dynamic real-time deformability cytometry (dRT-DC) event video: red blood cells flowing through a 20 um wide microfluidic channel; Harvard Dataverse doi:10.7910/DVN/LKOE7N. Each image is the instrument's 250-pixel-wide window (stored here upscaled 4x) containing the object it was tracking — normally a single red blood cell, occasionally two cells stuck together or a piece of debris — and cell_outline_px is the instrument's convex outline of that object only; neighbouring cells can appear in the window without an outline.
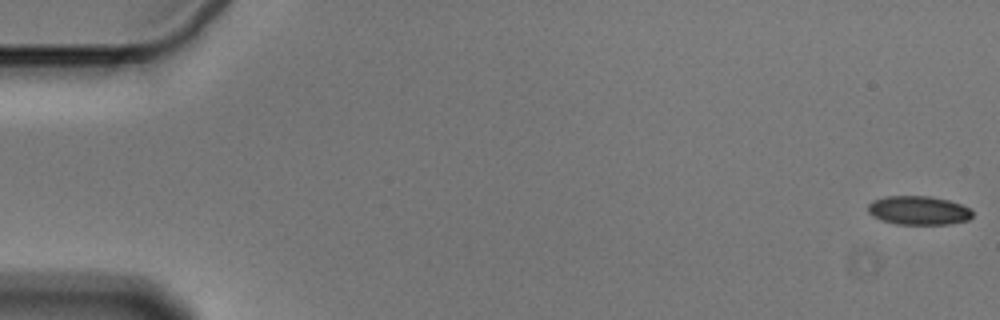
{"species": "Egyptian fruit bat (a non-hibernating species)", "species_latin": "Rousettus aegyptiacus", "temperature_condition": "cold", "stored_images_in_passage": 56, "camera_frame_rate_fps": 3000, "um_per_image_px": 0.085, "animal": {"sex": "male"}, "frame": {"image": 1, "passage_image": 1, "time_ms": 0.0, "image_size_px": [1000, 320], "cell_outline_px": [[972, 216], [968, 220], [948, 224], [896, 224], [880, 220], [872, 216], [868, 212], [868, 204], [872, 200], [884, 196], [932, 196], [948, 200], [972, 208]], "centroid_in_image_um": [78.06, 17.88], "position_along_channel_um": 6.9, "area_um2": 17.74}}
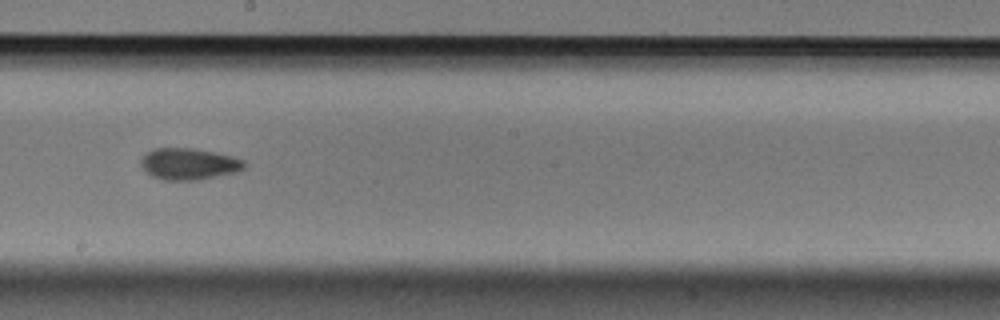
{"frame": {"image": 2, "passage_image": 32, "time_ms": 10.333, "image_size_px": [1000, 320], "cell_outline_px": [[248, 164], [244, 168], [236, 172], [200, 180], [164, 180], [152, 176], [140, 164], [140, 160], [152, 148], [192, 148], [232, 156], [244, 160]], "centroid_in_image_um": [16.08, 13.94], "position_along_channel_um": 232.1, "area_um2": 18.96}}
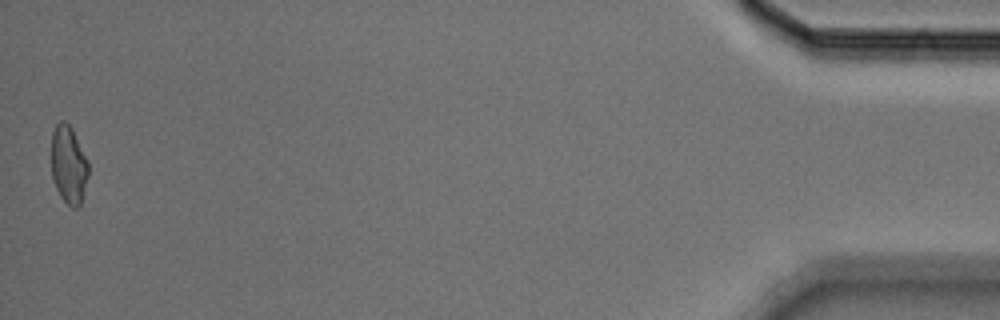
{"frame": {"image": 3, "passage_image": 56, "time_ms": 18.333, "image_size_px": [1000, 320], "cell_outline_px": [[88, 176], [80, 204], [76, 208], [72, 208], [60, 196], [56, 188], [52, 176], [52, 132], [56, 124], [60, 120], [64, 120], [72, 128], [88, 160]], "centroid_in_image_um": [5.83, 13.98], "position_along_channel_um": 429.4, "area_um2": 16.76}, "authors_computed_cell_mechanics": {"area_um2": 18.0914, "velocity_mm_per_s": 3.6005, "shape_relaxation_time_tau1_ms": 10.361, "shape_relaxation_time_tau2_ms": 4.2171, "deformation_change_tau1": 0.149, "deformation_change_tau2": 0.0906}}